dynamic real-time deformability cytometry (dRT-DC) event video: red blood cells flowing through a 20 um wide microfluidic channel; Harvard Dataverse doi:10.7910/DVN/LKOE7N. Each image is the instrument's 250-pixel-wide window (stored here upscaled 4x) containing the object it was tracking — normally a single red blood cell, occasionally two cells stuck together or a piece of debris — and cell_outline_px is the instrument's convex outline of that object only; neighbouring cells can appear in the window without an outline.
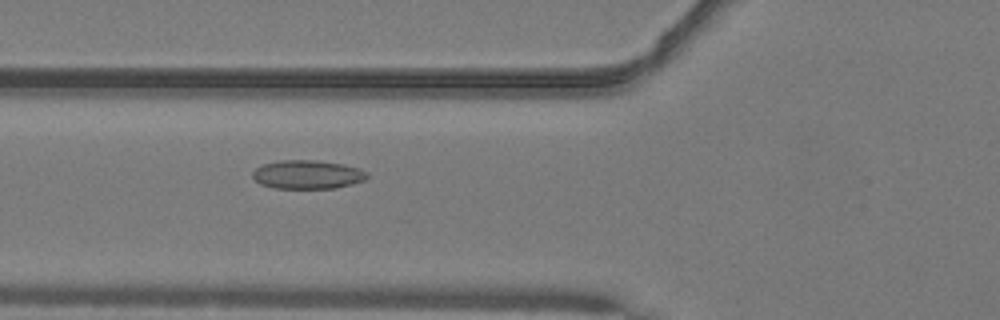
{"species": "common noctule bat (a hibernating species)", "species_latin": "Nyctalus noctula", "temperature_condition": "warm", "stored_images_in_passage": 8, "camera_frame_rate_fps": 3000, "um_per_image_px": 0.085, "animal": {"sex": "male", "body_mass_g": 19.2, "forearm_length_mm": 51.8}, "frame": {"image": 1, "passage_image": 4, "time_ms": 1.0, "image_size_px": [1000, 320], "cell_outline_px": [[368, 176], [364, 180], [352, 184], [336, 188], [272, 188], [260, 184], [252, 176], [252, 172], [256, 168], [264, 164], [280, 160], [316, 160], [344, 164], [360, 168], [368, 172]], "centroid_in_image_um": [26.15, 14.83], "position_along_channel_um": 99.6, "area_um2": 19.25}}
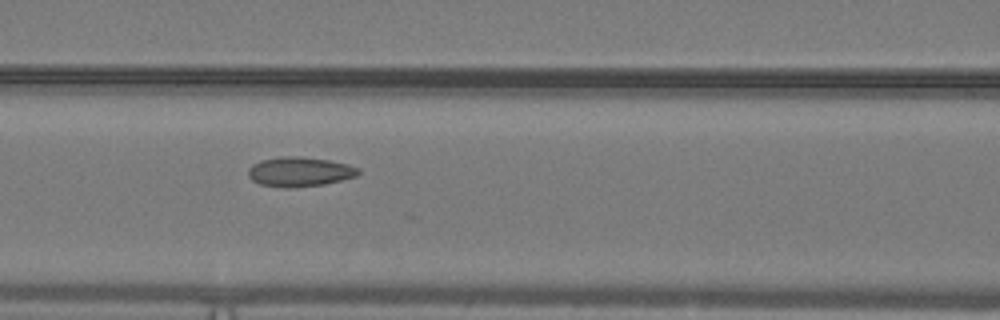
{"frame": {"image": 2, "passage_image": 7, "time_ms": 2.0, "image_size_px": [1000, 320], "cell_outline_px": [[360, 172], [356, 176], [324, 184], [292, 188], [284, 188], [260, 184], [252, 180], [248, 176], [248, 168], [252, 164], [260, 160], [280, 156], [300, 156], [328, 160], [348, 164], [360, 168]], "centroid_in_image_um": [25.44, 14.59], "position_along_channel_um": 141.2, "area_um2": 19.13}}